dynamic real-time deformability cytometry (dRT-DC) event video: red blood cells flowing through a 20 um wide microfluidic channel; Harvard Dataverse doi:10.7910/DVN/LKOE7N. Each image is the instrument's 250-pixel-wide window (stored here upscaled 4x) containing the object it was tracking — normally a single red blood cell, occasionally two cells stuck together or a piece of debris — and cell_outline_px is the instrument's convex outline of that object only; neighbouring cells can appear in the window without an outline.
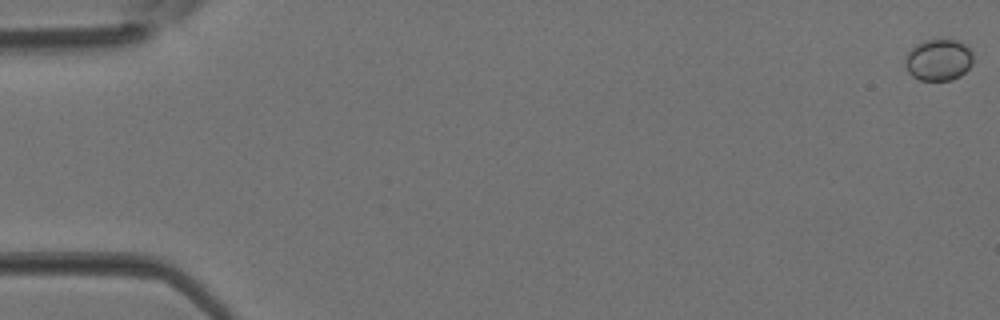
{"species": "Egyptian fruit bat (a non-hibernating species)", "species_latin": "Rousettus aegyptiacus", "temperature_condition": "room temperature", "stored_images_in_passage": 3, "camera_frame_rate_fps": 3000, "um_per_image_px": 0.085, "animal": {"sex": "female"}, "frame": {"image": 1, "passage_image": 1, "time_ms": 0.0, "image_size_px": [1000, 320], "cell_outline_px": [[972, 64], [960, 76], [952, 80], [920, 80], [912, 76], [908, 72], [904, 64], [904, 60], [908, 52], [916, 44], [924, 40], [956, 40], [964, 44], [972, 52]], "centroid_in_image_um": [79.75, 5.1], "position_along_channel_um": 5.3, "area_um2": 16.42}}